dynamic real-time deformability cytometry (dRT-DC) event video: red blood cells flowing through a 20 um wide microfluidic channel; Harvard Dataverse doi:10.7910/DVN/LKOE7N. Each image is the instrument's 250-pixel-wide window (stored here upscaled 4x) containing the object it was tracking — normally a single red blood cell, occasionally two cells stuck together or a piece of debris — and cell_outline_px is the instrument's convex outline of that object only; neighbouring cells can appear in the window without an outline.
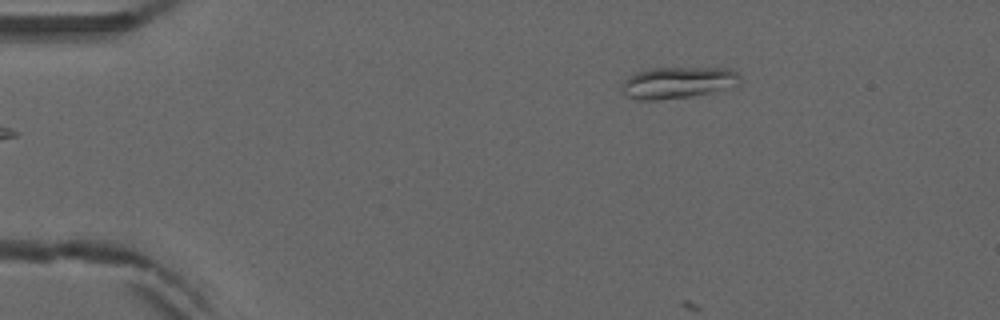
{"species": "common noctule bat (a hibernating species)", "species_latin": "Nyctalus noctula", "temperature_condition": "warm", "stored_images_in_passage": 14, "camera_frame_rate_fps": 3000, "um_per_image_px": 0.085, "animal": {"sex": "male", "forearm_length_mm": 52.5}, "frame": {"image": 1, "passage_image": 1, "time_ms": 0.0, "image_size_px": [1000, 320], "cell_outline_px": [[740, 80], [736, 88], [692, 96], [660, 100], [636, 100], [624, 96], [620, 92], [620, 84], [628, 76], [636, 72], [648, 68], [732, 68], [740, 76]], "centroid_in_image_um": [57.59, 7.03], "position_along_channel_um": 27.4, "area_um2": 22.48}}